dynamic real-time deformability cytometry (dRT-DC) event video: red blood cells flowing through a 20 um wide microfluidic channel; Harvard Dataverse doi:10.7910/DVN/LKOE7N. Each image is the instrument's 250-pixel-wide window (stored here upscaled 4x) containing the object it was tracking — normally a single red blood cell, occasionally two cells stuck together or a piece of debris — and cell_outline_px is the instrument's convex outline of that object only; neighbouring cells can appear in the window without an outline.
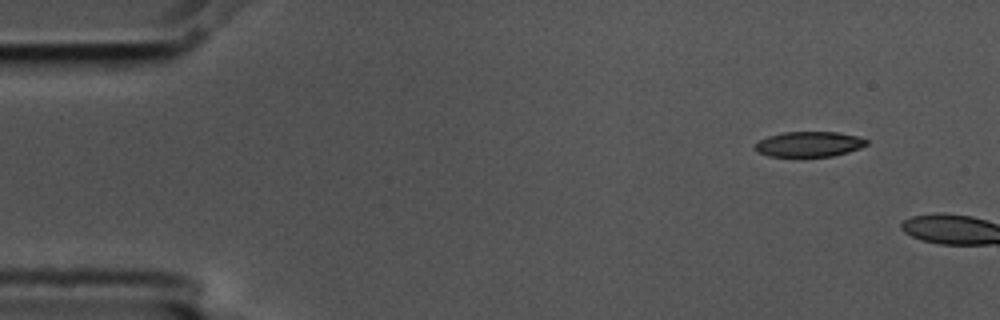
{"species": "common noctule bat (a hibernating species)", "species_latin": "Nyctalus noctula", "temperature_condition": "cold", "stored_images_in_passage": 2, "camera_frame_rate_fps": 3000, "um_per_image_px": 0.085, "animal": {"sex": "male", "body_mass_g": 17.5, "forearm_length_mm": 52.3}, "frame": {"image": 1, "passage_image": 1, "time_ms": 0.0, "image_size_px": [1000, 320], "cell_outline_px": [[868, 144], [860, 148], [848, 152], [832, 156], [768, 156], [756, 152], [752, 148], [760, 140], [768, 136], [784, 132], [840, 132], [856, 136], [868, 140]], "centroid_in_image_um": [68.76, 12.25], "position_along_channel_um": 16.2, "area_um2": 16.42}}